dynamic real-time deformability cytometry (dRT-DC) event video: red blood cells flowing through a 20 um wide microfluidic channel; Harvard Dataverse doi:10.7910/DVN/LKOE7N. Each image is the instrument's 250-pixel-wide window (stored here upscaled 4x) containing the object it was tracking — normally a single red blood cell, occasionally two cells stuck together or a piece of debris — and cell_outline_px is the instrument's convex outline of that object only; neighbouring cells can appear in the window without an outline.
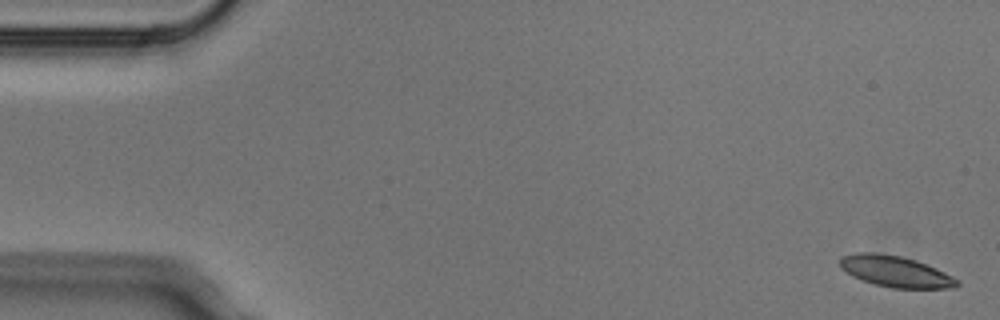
{"species": "Egyptian fruit bat (a non-hibernating species)", "species_latin": "Rousettus aegyptiacus", "temperature_condition": "cold", "stored_images_in_passage": 5, "camera_frame_rate_fps": 3000, "um_per_image_px": 0.085, "animal": {"sex": "male"}, "frame": {"image": 1, "passage_image": 1, "time_ms": 0.0, "image_size_px": [1000, 320], "cell_outline_px": [[960, 284], [956, 288], [892, 288], [876, 284], [852, 276], [840, 268], [840, 256], [856, 252], [872, 252], [900, 256], [916, 260], [936, 268], [960, 280]], "centroid_in_image_um": [76.12, 23.07], "position_along_channel_um": 8.9, "area_um2": 21.27}}
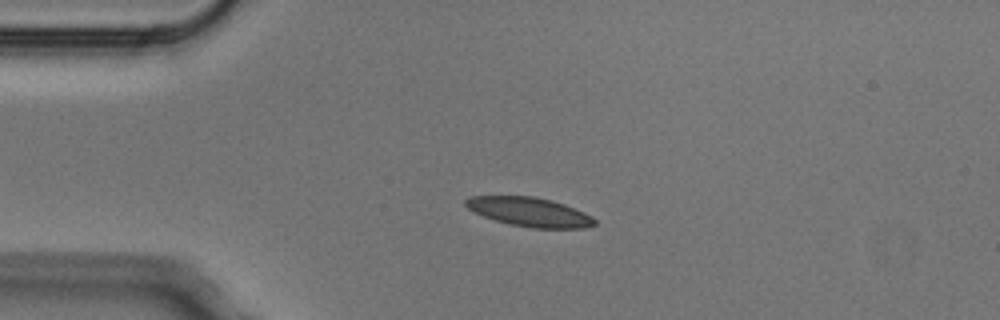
{"frame": {"image": 2, "passage_image": 4, "time_ms": 1.0, "image_size_px": [1000, 320], "cell_outline_px": [[596, 224], [584, 228], [532, 228], [512, 224], [496, 220], [484, 216], [468, 208], [464, 204], [464, 200], [472, 196], [532, 196], [552, 200], [564, 204], [584, 212], [592, 216], [596, 220]], "centroid_in_image_um": [45.04, 18.01], "position_along_channel_um": 40.0, "area_um2": 21.68}}